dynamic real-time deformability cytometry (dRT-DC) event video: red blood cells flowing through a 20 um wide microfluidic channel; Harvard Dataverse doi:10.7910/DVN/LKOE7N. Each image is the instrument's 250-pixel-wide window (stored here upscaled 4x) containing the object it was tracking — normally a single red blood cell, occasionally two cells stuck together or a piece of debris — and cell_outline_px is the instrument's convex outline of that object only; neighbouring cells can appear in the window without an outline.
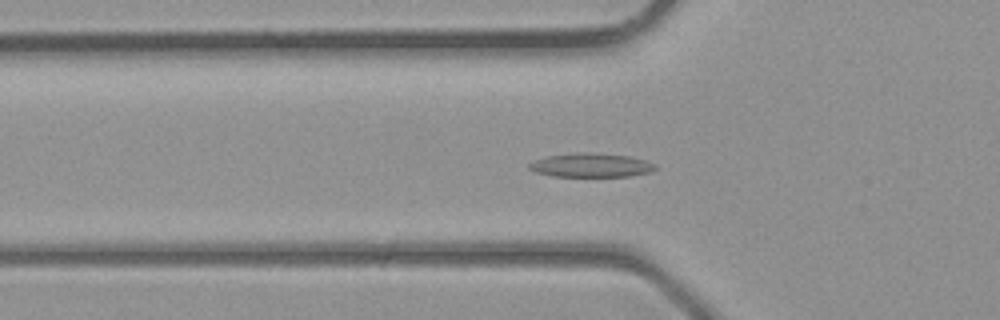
{"species": "common noctule bat (a hibernating species)", "species_latin": "Nyctalus noctula", "temperature_condition": "room temperature", "stored_images_in_passage": 34, "camera_frame_rate_fps": 3000, "um_per_image_px": 0.085, "animal": {"sex": "male", "body_mass_g": 23.1, "forearm_length_mm": 52.7}, "frame": {"image": 1, "passage_image": 8, "time_ms": 2.333, "image_size_px": [1000, 320], "cell_outline_px": [[656, 168], [652, 172], [628, 176], [552, 176], [536, 172], [528, 168], [528, 164], [544, 156], [576, 152], [588, 152], [628, 156], [648, 160], [656, 164]], "centroid_in_image_um": [50.25, 14.03], "position_along_channel_um": 75.6, "area_um2": 17.69}}
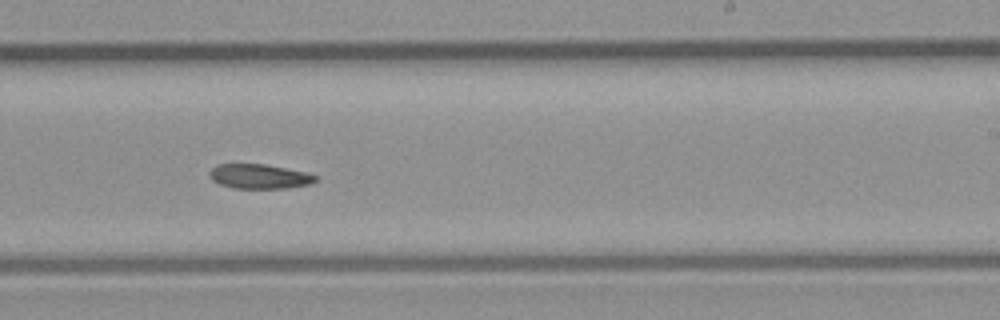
{"frame": {"image": 2, "passage_image": 19, "time_ms": 6.0, "image_size_px": [1000, 320], "cell_outline_px": [[316, 180], [312, 184], [288, 188], [236, 188], [220, 184], [212, 180], [208, 172], [216, 164], [264, 164], [304, 172], [316, 176]], "centroid_in_image_um": [22.02, 14.99], "position_along_channel_um": 267.0, "area_um2": 15.03}}
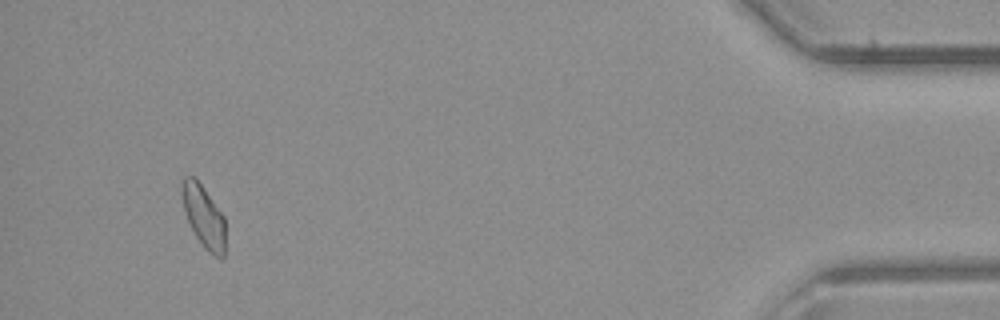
{"frame": {"image": 3, "passage_image": 32, "time_ms": 10.333, "image_size_px": [1000, 320], "cell_outline_px": [[224, 256], [220, 260], [204, 248], [196, 236], [188, 220], [184, 208], [184, 176], [192, 176], [204, 188], [224, 216]], "centroid_in_image_um": [17.37, 18.47], "position_along_channel_um": 417.8, "area_um2": 15.03}}